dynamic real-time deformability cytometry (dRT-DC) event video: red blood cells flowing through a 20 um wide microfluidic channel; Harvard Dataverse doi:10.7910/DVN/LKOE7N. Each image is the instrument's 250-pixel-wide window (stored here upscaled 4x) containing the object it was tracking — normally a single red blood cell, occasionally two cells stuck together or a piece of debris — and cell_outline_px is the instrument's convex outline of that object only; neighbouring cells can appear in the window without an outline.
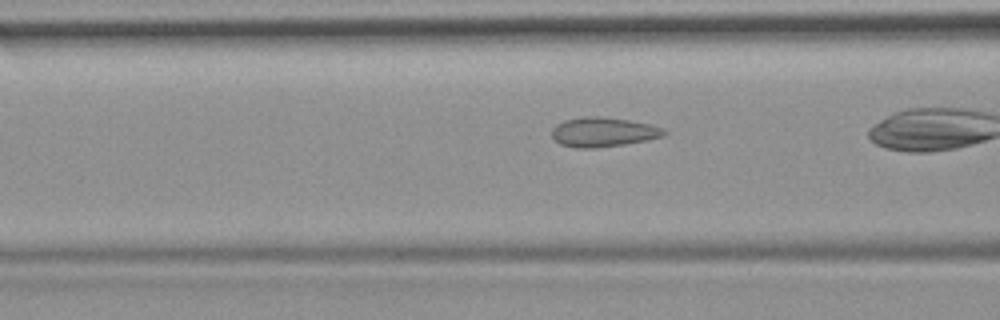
{"species": "common noctule bat (a hibernating species)", "species_latin": "Nyctalus noctula", "temperature_condition": "room temperature", "stored_images_in_passage": 19, "camera_frame_rate_fps": 3000, "um_per_image_px": 0.085, "animal": {"sex": "female", "body_mass_g": 19.9}, "frame": {"image": 1, "passage_image": 16, "time_ms": 5.0, "image_size_px": [1000, 320], "cell_outline_px": [[668, 132], [664, 136], [624, 144], [596, 148], [576, 148], [560, 144], [552, 136], [552, 128], [556, 124], [564, 120], [580, 116], [600, 116], [628, 120], [652, 124], [664, 128]], "centroid_in_image_um": [51.27, 11.21], "position_along_channel_um": 115.3, "area_um2": 19.42}}